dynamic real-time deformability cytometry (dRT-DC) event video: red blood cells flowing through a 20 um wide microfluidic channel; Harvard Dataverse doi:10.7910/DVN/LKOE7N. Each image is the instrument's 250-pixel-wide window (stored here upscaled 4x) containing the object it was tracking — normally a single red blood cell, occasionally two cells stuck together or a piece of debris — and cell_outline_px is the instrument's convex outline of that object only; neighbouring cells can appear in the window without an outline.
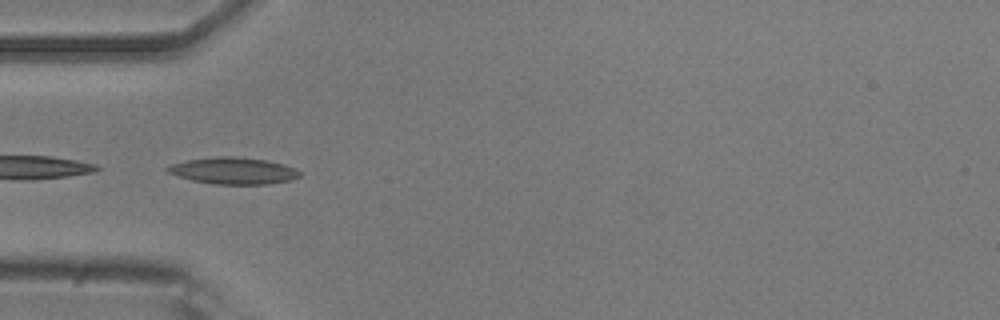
{"species": "common noctule bat (a hibernating species)", "species_latin": "Nyctalus noctula", "temperature_condition": "room temperature", "stored_images_in_passage": 18, "camera_frame_rate_fps": 3000, "um_per_image_px": 0.085, "animal": {"sex": "male", "body_mass_g": 20.5, "forearm_length_mm": 52.5}, "frame": {"image": 1, "passage_image": 6, "time_ms": 1.667, "image_size_px": [1000, 320], "cell_outline_px": [[300, 176], [292, 180], [268, 184], [212, 184], [192, 180], [176, 176], [168, 172], [164, 168], [172, 164], [188, 160], [216, 156], [232, 156], [264, 160], [284, 164], [300, 172]], "centroid_in_image_um": [19.81, 14.52], "position_along_channel_um": 65.2, "area_um2": 20.46}}